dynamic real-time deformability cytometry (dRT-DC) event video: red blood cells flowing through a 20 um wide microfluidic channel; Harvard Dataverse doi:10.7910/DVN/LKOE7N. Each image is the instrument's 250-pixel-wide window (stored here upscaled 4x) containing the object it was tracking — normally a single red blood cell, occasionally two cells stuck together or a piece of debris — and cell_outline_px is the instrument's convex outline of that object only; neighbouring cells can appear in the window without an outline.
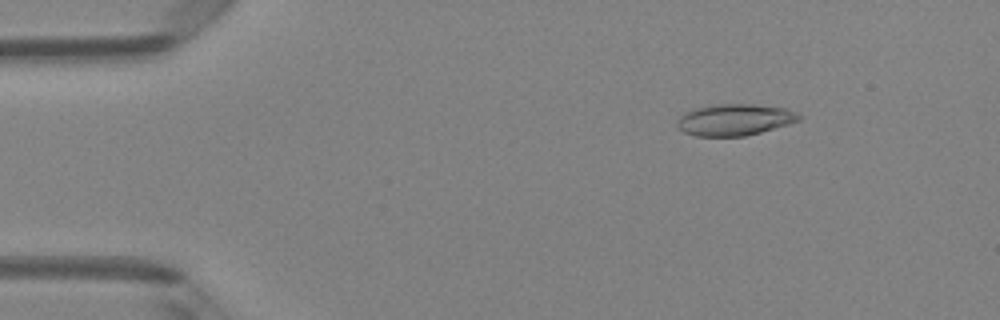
{"species": "Egyptian fruit bat (a non-hibernating species)", "species_latin": "Rousettus aegyptiacus", "temperature_condition": "room temperature", "stored_images_in_passage": 4, "camera_frame_rate_fps": 3000, "um_per_image_px": 0.085, "animal": {"sex": "female"}, "frame": {"image": 1, "passage_image": 2, "time_ms": 0.333, "image_size_px": [1000, 320], "cell_outline_px": [[804, 116], [800, 120], [788, 124], [760, 132], [744, 136], [696, 136], [684, 132], [676, 124], [676, 120], [680, 116], [696, 108], [712, 104], [752, 104], [784, 108], [796, 112]], "centroid_in_image_um": [62.45, 10.17], "position_along_channel_um": 22.5, "area_um2": 22.25}}